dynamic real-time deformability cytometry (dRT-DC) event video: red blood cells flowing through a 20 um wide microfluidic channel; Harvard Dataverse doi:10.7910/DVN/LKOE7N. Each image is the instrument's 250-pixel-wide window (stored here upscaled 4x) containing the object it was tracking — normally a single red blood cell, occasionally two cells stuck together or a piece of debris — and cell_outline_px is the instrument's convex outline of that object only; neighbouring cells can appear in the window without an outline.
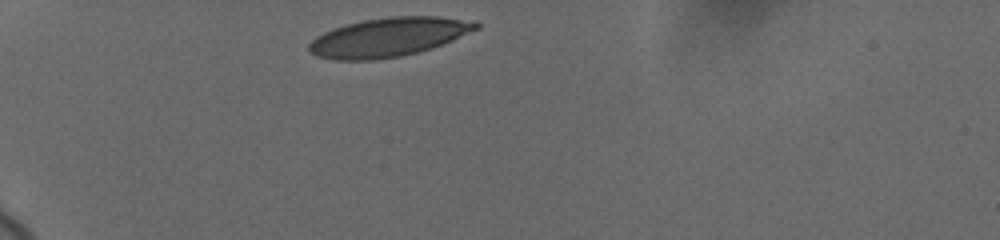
{"species": "human", "species_latin": "Homo sapiens", "temperature_condition": "cold", "stored_images_in_passage": 3, "camera_frame_rate_fps": 3000, "um_per_image_px": 0.085, "donor": {"sex": "female"}, "frame": {"image": 1, "passage_image": 1, "time_ms": 0.0, "image_size_px": [1000, 240], "cell_outline_px": [[480, 28], [452, 40], [432, 48], [400, 56], [372, 60], [336, 60], [316, 56], [308, 48], [308, 44], [316, 36], [324, 32], [348, 24], [364, 20], [388, 16], [440, 16], [476, 20], [480, 24]], "centroid_in_image_um": [33.08, 3.14], "position_along_channel_um": 51.9, "area_um2": 37.86}}
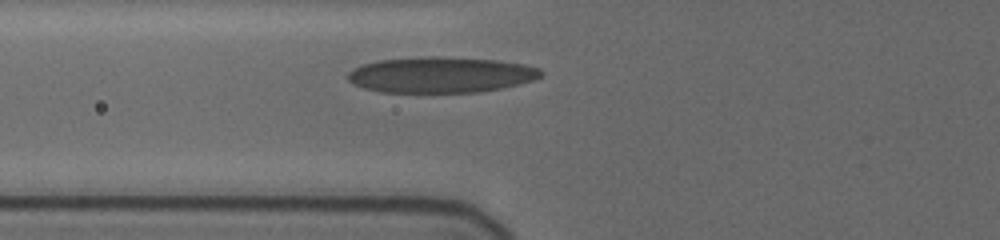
{"frame": {"image": 2, "passage_image": 3, "time_ms": 2.0, "image_size_px": [1000, 240], "cell_outline_px": [[544, 72], [536, 80], [500, 88], [480, 92], [384, 92], [364, 88], [348, 80], [348, 72], [364, 64], [376, 60], [420, 56], [440, 56], [496, 60], [524, 64], [540, 68]], "centroid_in_image_um": [37.5, 6.34], "position_along_channel_um": 88.3, "area_um2": 40.34}}